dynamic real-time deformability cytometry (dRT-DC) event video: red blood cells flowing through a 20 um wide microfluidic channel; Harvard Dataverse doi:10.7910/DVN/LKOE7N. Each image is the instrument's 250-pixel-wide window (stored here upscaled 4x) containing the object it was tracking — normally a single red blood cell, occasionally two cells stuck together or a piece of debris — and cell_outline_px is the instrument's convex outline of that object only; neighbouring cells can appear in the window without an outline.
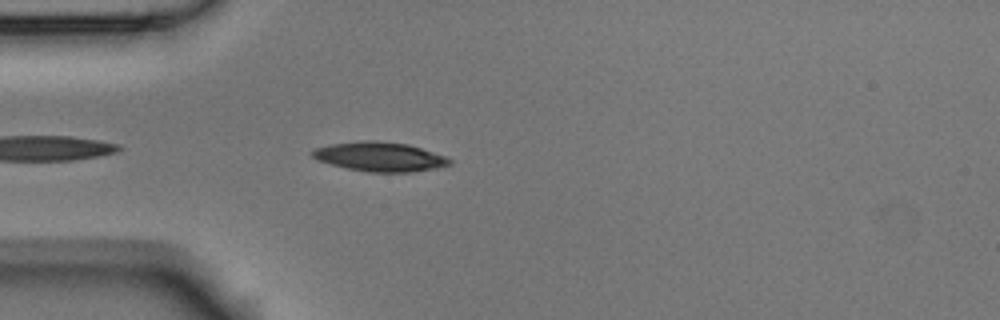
{"species": "Egyptian fruit bat (a non-hibernating species)", "species_latin": "Rousettus aegyptiacus", "temperature_condition": "room temperature", "stored_images_in_passage": 4, "camera_frame_rate_fps": 3000, "um_per_image_px": 0.085, "animal": {"sex": "male"}, "frame": {"image": 1, "passage_image": 4, "time_ms": 1.0, "image_size_px": [1000, 320], "cell_outline_px": [[452, 164], [436, 168], [412, 172], [368, 172], [348, 168], [316, 160], [308, 152], [312, 148], [332, 144], [364, 140], [376, 140], [408, 144], [448, 156], [452, 160]], "centroid_in_image_um": [32.29, 13.31], "position_along_channel_um": 52.7, "area_um2": 23.7}}